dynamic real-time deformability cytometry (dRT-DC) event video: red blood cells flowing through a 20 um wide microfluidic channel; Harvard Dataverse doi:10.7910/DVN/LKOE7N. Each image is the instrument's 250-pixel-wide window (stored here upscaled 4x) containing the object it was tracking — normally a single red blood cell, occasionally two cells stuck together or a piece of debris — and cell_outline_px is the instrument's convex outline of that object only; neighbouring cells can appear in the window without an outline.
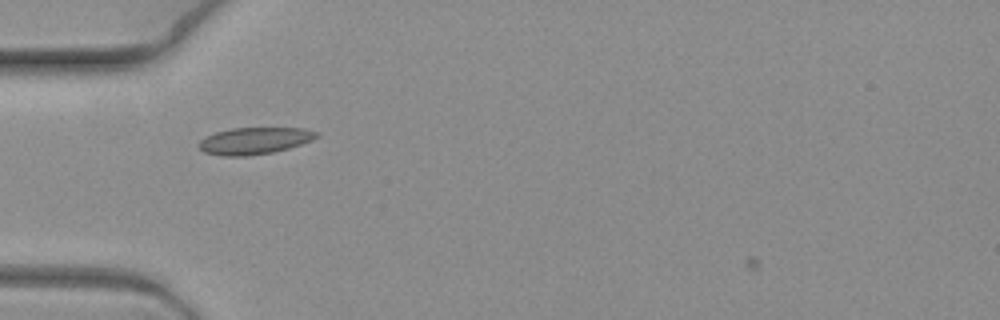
{"species": "common noctule bat (a hibernating species)", "species_latin": "Nyctalus noctula", "temperature_condition": "warm", "stored_images_in_passage": 4, "camera_frame_rate_fps": 3000, "um_per_image_px": 0.085, "animal": {"sex": "female", "body_mass_g": 19.3, "forearm_length_mm": 54.1}, "frame": {"image": 1, "passage_image": 3, "time_ms": 0.667, "image_size_px": [1000, 320], "cell_outline_px": [[320, 136], [312, 140], [288, 148], [272, 152], [248, 156], [224, 156], [204, 152], [200, 148], [200, 140], [204, 136], [216, 132], [232, 128], [304, 128], [320, 132]], "centroid_in_image_um": [21.65, 11.96], "position_along_channel_um": 63.3, "area_um2": 18.38}}
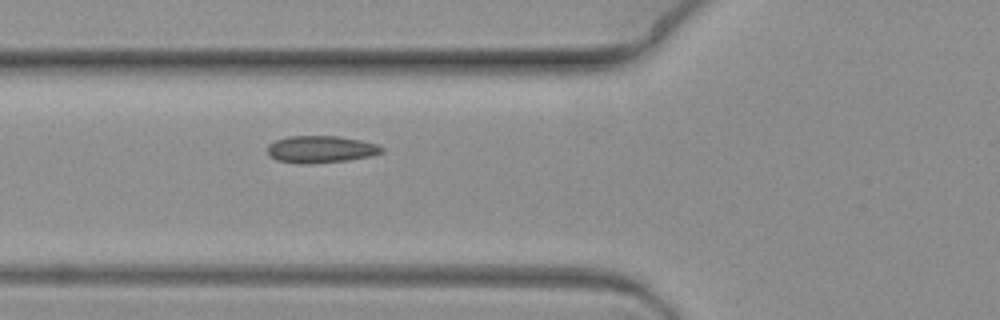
{"frame": {"image": 2, "passage_image": 4, "time_ms": 1.0, "image_size_px": [1000, 320], "cell_outline_px": [[384, 152], [372, 156], [348, 160], [304, 164], [276, 160], [268, 156], [268, 144], [276, 140], [288, 136], [336, 136], [360, 140], [376, 144], [384, 148]], "centroid_in_image_um": [27.26, 12.69], "position_along_channel_um": 98.5, "area_um2": 18.03}}